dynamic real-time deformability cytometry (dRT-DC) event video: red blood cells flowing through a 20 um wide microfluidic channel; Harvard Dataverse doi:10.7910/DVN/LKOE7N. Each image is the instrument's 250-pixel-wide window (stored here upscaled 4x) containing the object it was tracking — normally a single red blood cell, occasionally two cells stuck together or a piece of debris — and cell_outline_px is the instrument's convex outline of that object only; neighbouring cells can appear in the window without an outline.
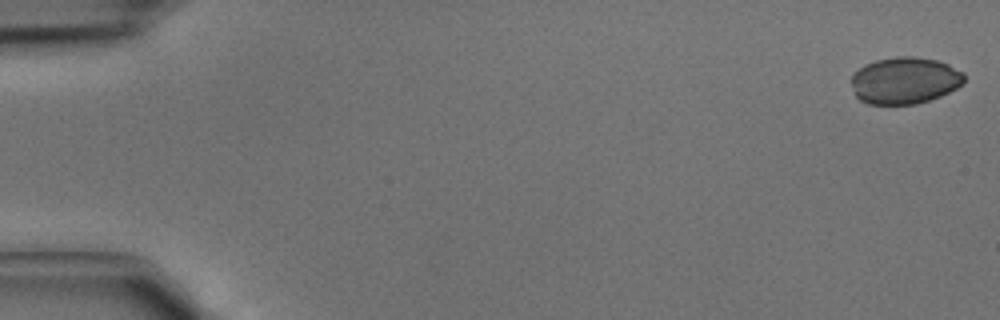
{"species": "common noctule bat (a hibernating species)", "species_latin": "Nyctalus noctula", "temperature_condition": "cold", "stored_images_in_passage": 4, "camera_frame_rate_fps": 3000, "um_per_image_px": 0.085, "animal": {"sex": "male", "body_mass_g": 15.6}, "frame": {"image": 1, "passage_image": 4, "time_ms": 1.0, "image_size_px": [1000, 320], "cell_outline_px": [[964, 80], [956, 88], [940, 96], [916, 104], [868, 104], [860, 100], [856, 96], [852, 84], [852, 76], [864, 64], [876, 60], [896, 56], [912, 56], [936, 60], [948, 64], [964, 72]], "centroid_in_image_um": [76.9, 6.83], "position_along_channel_um": 8.1, "area_um2": 30.63}}